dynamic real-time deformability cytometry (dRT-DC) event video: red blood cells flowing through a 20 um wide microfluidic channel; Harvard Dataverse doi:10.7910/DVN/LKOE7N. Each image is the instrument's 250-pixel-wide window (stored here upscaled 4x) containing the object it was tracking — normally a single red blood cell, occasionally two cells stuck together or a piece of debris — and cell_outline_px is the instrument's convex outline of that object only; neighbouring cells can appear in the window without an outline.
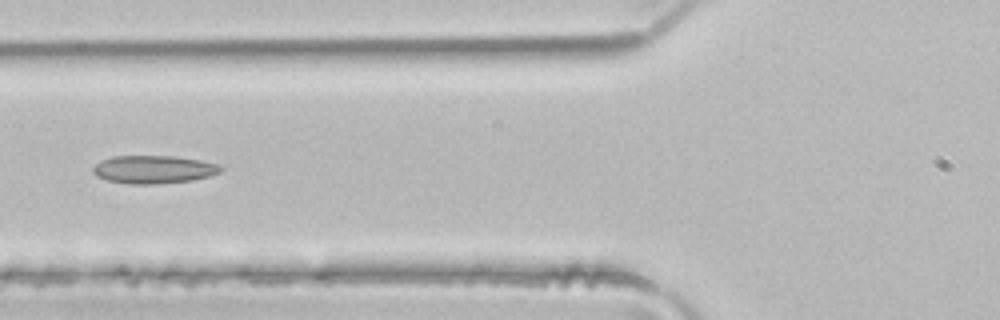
{"species": "common noctule bat (a hibernating species)", "species_latin": "Nyctalus noctula", "temperature_condition": "room temperature", "stored_images_in_passage": 4, "camera_frame_rate_fps": 3000, "um_per_image_px": 0.085, "animal": {"sex": "male", "body_mass_g": 21.5, "forearm_length_mm": 52.0}, "frame": {"image": 1, "passage_image": 4, "time_ms": 1.0, "image_size_px": [1000, 320], "cell_outline_px": [[224, 168], [220, 172], [212, 176], [192, 180], [156, 184], [128, 184], [108, 180], [96, 176], [92, 172], [92, 168], [100, 160], [112, 156], [172, 156], [200, 160], [216, 164]], "centroid_in_image_um": [13.04, 14.4], "position_along_channel_um": 112.8, "area_um2": 20.92}}